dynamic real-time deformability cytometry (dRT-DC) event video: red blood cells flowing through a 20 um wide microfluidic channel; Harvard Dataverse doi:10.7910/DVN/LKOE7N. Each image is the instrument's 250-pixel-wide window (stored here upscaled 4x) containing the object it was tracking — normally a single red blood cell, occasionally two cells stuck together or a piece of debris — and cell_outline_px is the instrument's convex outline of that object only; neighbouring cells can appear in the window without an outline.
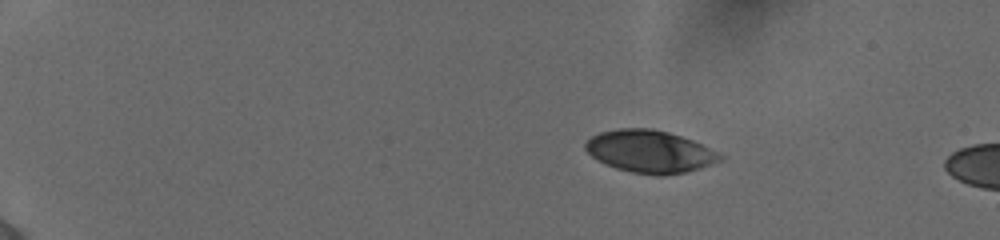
{"species": "human", "species_latin": "Homo sapiens", "temperature_condition": "cold", "stored_images_in_passage": 7, "camera_frame_rate_fps": 3000, "um_per_image_px": 0.085, "donor": {"sex": "female"}, "frame": {"image": 1, "passage_image": 4, "time_ms": 1.0, "image_size_px": [1000, 240], "cell_outline_px": [[724, 160], [700, 168], [684, 172], [664, 176], [656, 176], [632, 172], [616, 168], [604, 164], [596, 160], [584, 148], [584, 144], [592, 136], [600, 132], [620, 128], [652, 128], [668, 132], [692, 140], [720, 152], [724, 156]], "centroid_in_image_um": [55.25, 12.88], "position_along_channel_um": 29.7, "area_um2": 33.52}}